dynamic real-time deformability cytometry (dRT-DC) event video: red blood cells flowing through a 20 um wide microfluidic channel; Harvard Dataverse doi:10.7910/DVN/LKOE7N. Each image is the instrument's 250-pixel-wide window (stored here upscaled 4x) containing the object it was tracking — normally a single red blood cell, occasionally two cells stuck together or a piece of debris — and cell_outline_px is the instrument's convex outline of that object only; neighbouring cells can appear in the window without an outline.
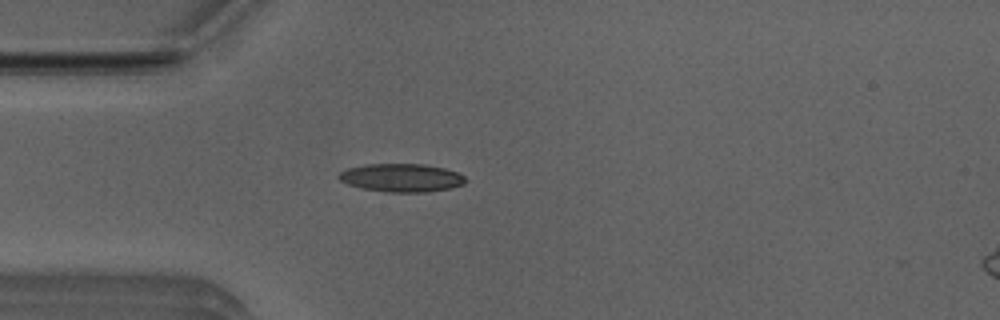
{"species": "Egyptian fruit bat (a non-hibernating species)", "species_latin": "Rousettus aegyptiacus", "temperature_condition": "room temperature", "stored_images_in_passage": 4, "camera_frame_rate_fps": 3000, "um_per_image_px": 0.085, "animal": {"sex": "male"}, "frame": {"image": 1, "passage_image": 4, "time_ms": 1.0, "image_size_px": [1000, 320], "cell_outline_px": [[468, 180], [464, 184], [452, 188], [424, 192], [388, 192], [360, 188], [348, 184], [340, 180], [336, 176], [340, 172], [348, 168], [364, 164], [424, 164], [444, 168], [456, 172], [464, 176]], "centroid_in_image_um": [34.12, 15.11], "position_along_channel_um": 50.9, "area_um2": 20.92}}